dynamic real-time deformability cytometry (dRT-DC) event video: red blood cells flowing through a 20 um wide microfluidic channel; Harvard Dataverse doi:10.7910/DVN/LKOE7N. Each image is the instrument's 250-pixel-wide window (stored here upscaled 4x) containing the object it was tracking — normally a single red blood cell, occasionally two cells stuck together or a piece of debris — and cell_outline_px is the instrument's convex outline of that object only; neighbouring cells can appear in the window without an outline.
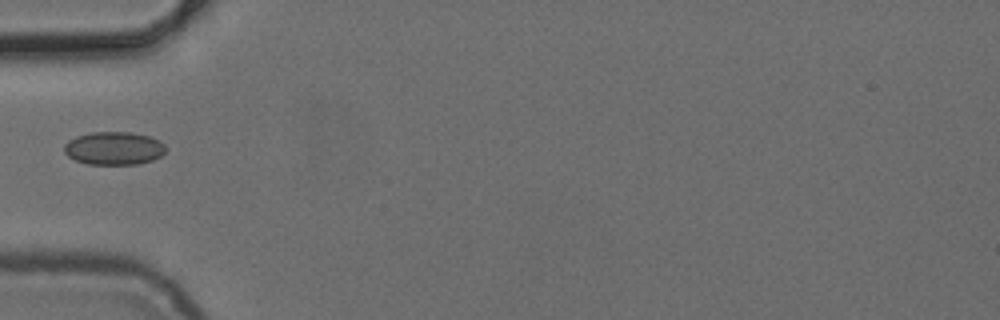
{"species": "common noctule bat (a hibernating species)", "species_latin": "Nyctalus noctula", "temperature_condition": "cold", "stored_images_in_passage": 6, "camera_frame_rate_fps": 3000, "um_per_image_px": 0.085, "animal": {"sex": "female", "body_mass_g": 24.6, "forearm_length_mm": 56.2}, "frame": {"image": 1, "passage_image": 5, "time_ms": 5.667, "image_size_px": [1000, 320], "cell_outline_px": [[164, 152], [160, 156], [152, 160], [136, 164], [88, 164], [76, 160], [68, 156], [64, 152], [64, 144], [68, 140], [76, 136], [92, 132], [132, 132], [148, 136], [160, 140], [164, 144]], "centroid_in_image_um": [9.66, 12.59], "position_along_channel_um": 75.3, "area_um2": 19.54}}
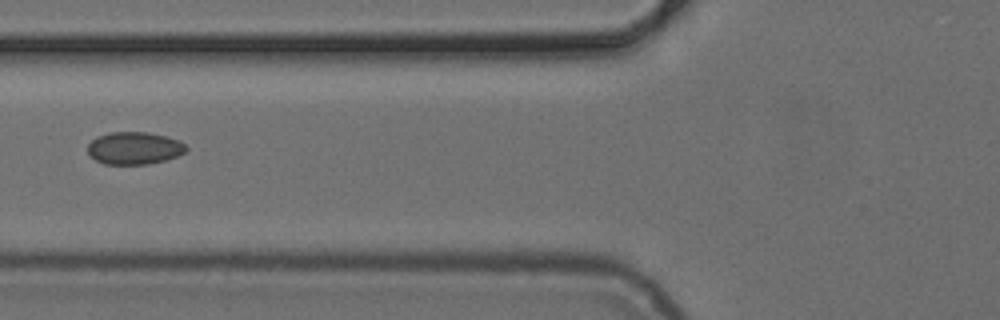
{"frame": {"image": 2, "passage_image": 6, "time_ms": 6.667, "image_size_px": [1000, 320], "cell_outline_px": [[188, 148], [184, 152], [176, 156], [164, 160], [148, 164], [104, 164], [96, 160], [88, 152], [88, 144], [96, 136], [112, 132], [148, 132], [164, 136], [176, 140], [184, 144]], "centroid_in_image_um": [11.38, 12.59], "position_along_channel_um": 114.4, "area_um2": 18.38}}